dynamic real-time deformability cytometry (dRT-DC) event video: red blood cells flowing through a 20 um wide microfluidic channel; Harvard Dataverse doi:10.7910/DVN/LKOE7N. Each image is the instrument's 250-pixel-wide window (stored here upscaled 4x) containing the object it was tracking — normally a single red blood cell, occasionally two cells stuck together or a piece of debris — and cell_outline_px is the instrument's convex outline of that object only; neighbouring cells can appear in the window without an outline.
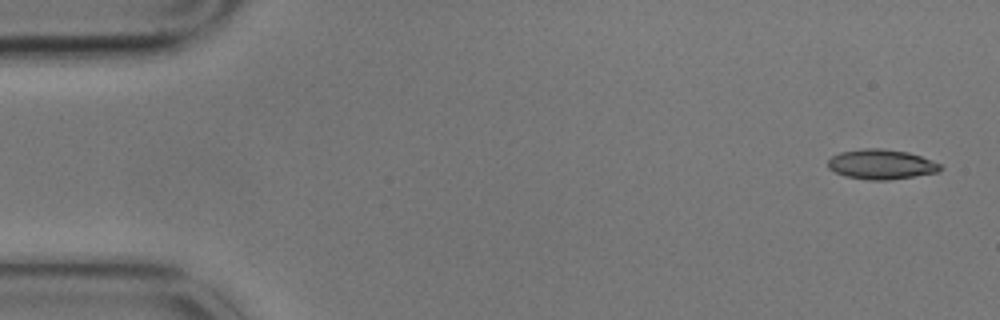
{"species": "common noctule bat (a hibernating species)", "species_latin": "Nyctalus noctula", "temperature_condition": "cold", "stored_images_in_passage": 5, "camera_frame_rate_fps": 3000, "um_per_image_px": 0.085, "animal": {"sex": "male", "body_mass_g": 17.9}, "frame": {"image": 1, "passage_image": 1, "time_ms": 0.0, "image_size_px": [1000, 320], "cell_outline_px": [[944, 168], [936, 172], [888, 180], [868, 180], [844, 176], [828, 168], [828, 160], [832, 156], [840, 152], [864, 148], [880, 148], [908, 152], [920, 156], [940, 164]], "centroid_in_image_um": [74.87, 13.96], "position_along_channel_um": 10.1, "area_um2": 19.42}}
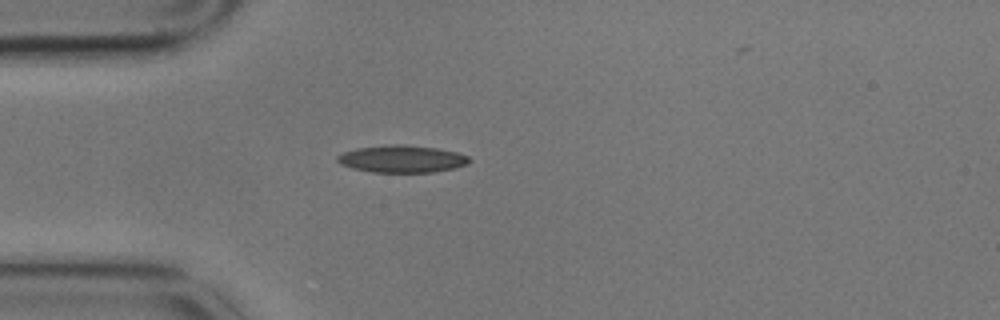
{"frame": {"image": 2, "passage_image": 4, "time_ms": 1.0, "image_size_px": [1000, 320], "cell_outline_px": [[472, 160], [468, 164], [452, 168], [432, 172], [372, 172], [352, 168], [340, 164], [336, 160], [336, 156], [344, 152], [356, 148], [384, 144], [404, 144], [436, 148], [456, 152], [468, 156]], "centroid_in_image_um": [34.13, 13.5], "position_along_channel_um": 50.9, "area_um2": 21.04}}